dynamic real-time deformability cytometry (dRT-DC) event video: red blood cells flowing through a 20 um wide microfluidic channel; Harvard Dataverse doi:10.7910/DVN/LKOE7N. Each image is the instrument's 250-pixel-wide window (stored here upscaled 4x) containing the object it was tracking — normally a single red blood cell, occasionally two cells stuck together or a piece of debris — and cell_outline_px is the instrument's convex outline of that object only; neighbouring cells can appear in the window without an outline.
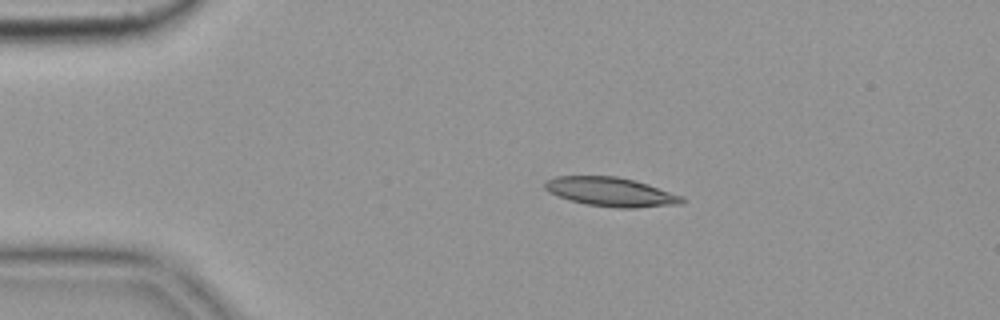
{"species": "common noctule bat (a hibernating species)", "species_latin": "Nyctalus noctula", "temperature_condition": "cold", "stored_images_in_passage": 8, "camera_frame_rate_fps": 3000, "um_per_image_px": 0.085, "animal": {"sex": "female", "body_mass_g": 19.9}, "frame": {"image": 1, "passage_image": 3, "time_ms": 0.667, "image_size_px": [1000, 320], "cell_outline_px": [[684, 200], [680, 204], [636, 208], [616, 208], [584, 204], [548, 192], [544, 188], [544, 184], [548, 180], [556, 176], [616, 176], [636, 180], [684, 196]], "centroid_in_image_um": [51.95, 16.31], "position_along_channel_um": 33.0, "area_um2": 23.24}}
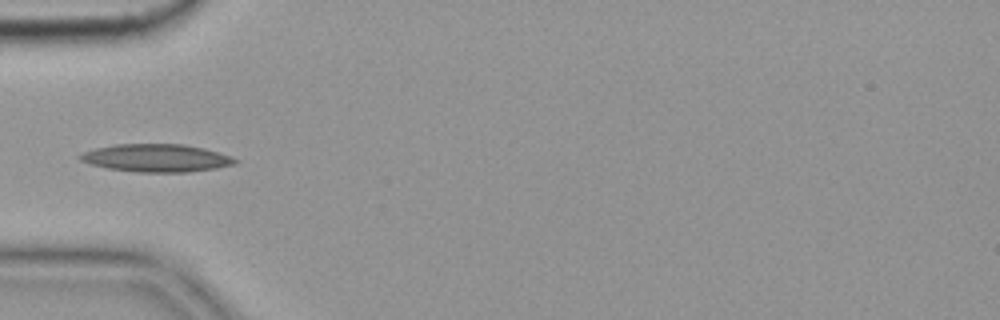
{"frame": {"image": 2, "passage_image": 5, "time_ms": 1.333, "image_size_px": [1000, 320], "cell_outline_px": [[236, 164], [216, 168], [188, 172], [136, 172], [108, 168], [88, 164], [80, 160], [76, 156], [84, 152], [96, 148], [116, 144], [184, 144], [204, 148], [228, 156], [236, 160]], "centroid_in_image_um": [13.24, 13.43], "position_along_channel_um": 71.8, "area_um2": 24.97}}